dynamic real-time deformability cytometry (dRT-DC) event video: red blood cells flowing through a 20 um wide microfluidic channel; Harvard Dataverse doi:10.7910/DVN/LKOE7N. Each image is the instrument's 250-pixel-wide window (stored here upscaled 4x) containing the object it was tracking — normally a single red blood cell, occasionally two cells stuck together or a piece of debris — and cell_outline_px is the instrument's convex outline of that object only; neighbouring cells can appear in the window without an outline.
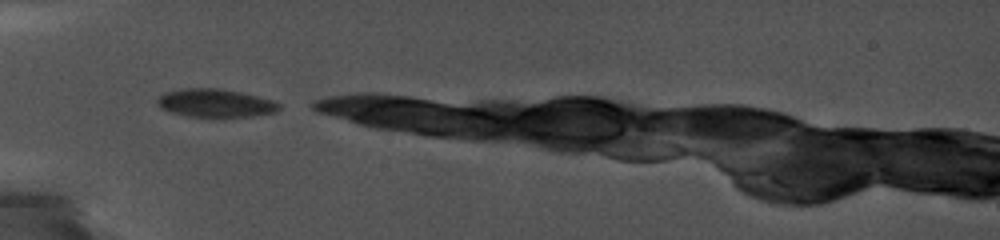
{"species": "common noctule bat (a hibernating species)", "species_latin": "Nyctalus noctula", "temperature_condition": "cold", "stored_images_in_passage": 29, "camera_frame_rate_fps": 5000, "um_per_image_px": 0.085, "animal": {"sex": "female", "body_mass_g": 19.0, "forearm_length_mm": 56.7}, "frame": {"image": 1, "passage_image": 1, "time_ms": 0.0, "image_size_px": [1000, 240], "cell_outline_px": [[280, 108], [276, 112], [252, 116], [188, 116], [168, 112], [160, 108], [156, 100], [160, 96], [168, 92], [184, 88], [220, 88], [240, 92], [272, 100], [280, 104]], "centroid_in_image_um": [18.29, 8.76], "position_along_channel_um": 66.7, "area_um2": 19.77}}
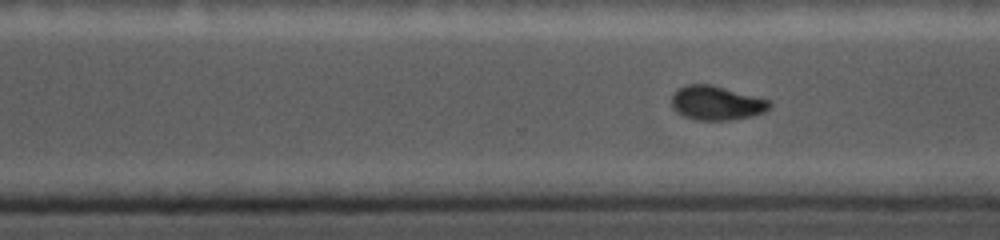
{"frame": {"image": 2, "passage_image": 25, "time_ms": 6.6, "image_size_px": [1000, 240], "cell_outline_px": [[772, 104], [764, 112], [752, 116], [732, 120], [700, 120], [684, 116], [672, 104], [672, 96], [684, 84], [712, 84], [768, 100]], "centroid_in_image_um": [60.92, 8.75], "position_along_channel_um": 309.7, "area_um2": 19.13}}